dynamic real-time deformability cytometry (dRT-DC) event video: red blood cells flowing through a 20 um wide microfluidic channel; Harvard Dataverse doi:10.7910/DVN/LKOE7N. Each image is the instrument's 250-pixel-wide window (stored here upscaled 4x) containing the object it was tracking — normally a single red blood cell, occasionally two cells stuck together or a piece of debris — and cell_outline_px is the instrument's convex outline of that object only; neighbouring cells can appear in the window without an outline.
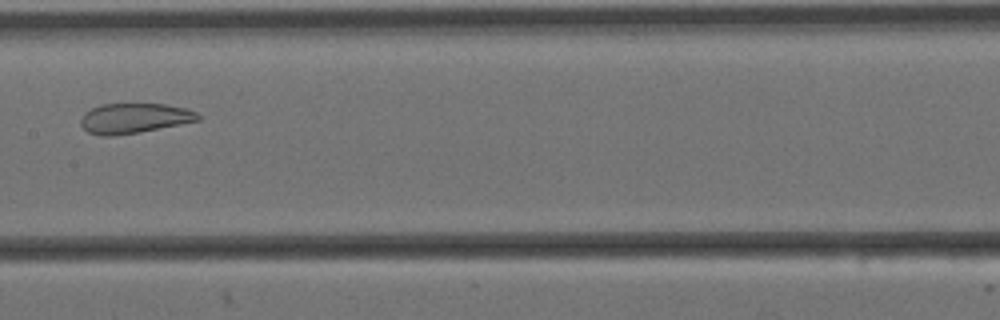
{"species": "Egyptian fruit bat (a non-hibernating species)", "species_latin": "Rousettus aegyptiacus", "temperature_condition": "cold", "stored_images_in_passage": 7, "camera_frame_rate_fps": 3000, "um_per_image_px": 0.085, "animal": {"sex": "female"}, "frame": {"image": 1, "passage_image": 7, "time_ms": 2.0, "image_size_px": [1000, 320], "cell_outline_px": [[200, 120], [136, 132], [112, 136], [100, 136], [88, 132], [80, 124], [80, 120], [84, 112], [100, 104], [164, 104], [188, 108], [196, 112], [200, 116]], "centroid_in_image_um": [11.38, 10.04], "position_along_channel_um": 196.0, "area_um2": 20.35}}